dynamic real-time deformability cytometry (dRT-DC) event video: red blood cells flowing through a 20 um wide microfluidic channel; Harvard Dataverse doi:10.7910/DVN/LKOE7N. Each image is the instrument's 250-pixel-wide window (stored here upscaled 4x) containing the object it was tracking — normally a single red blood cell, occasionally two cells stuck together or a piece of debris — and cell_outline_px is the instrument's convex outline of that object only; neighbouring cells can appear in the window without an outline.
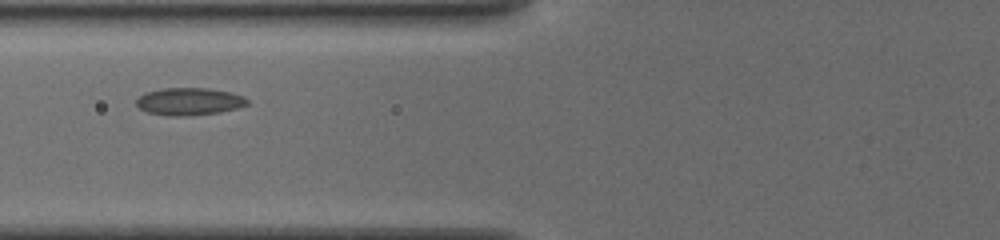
{"species": "common noctule bat (a hibernating species)", "species_latin": "Nyctalus noctula", "temperature_condition": "cold", "stored_images_in_passage": 3, "camera_frame_rate_fps": 3000, "um_per_image_px": 0.085, "animal": {"sex": "female", "body_mass_g": 19.5, "forearm_length_mm": 54.1}, "frame": {"image": 1, "passage_image": 2, "time_ms": 1.0, "image_size_px": [1000, 240], "cell_outline_px": [[248, 104], [236, 108], [220, 112], [188, 116], [168, 116], [148, 112], [140, 108], [136, 104], [136, 100], [144, 92], [164, 88], [208, 88], [232, 92], [244, 96], [248, 100]], "centroid_in_image_um": [16.09, 8.62], "position_along_channel_um": 109.7, "area_um2": 17.8}}